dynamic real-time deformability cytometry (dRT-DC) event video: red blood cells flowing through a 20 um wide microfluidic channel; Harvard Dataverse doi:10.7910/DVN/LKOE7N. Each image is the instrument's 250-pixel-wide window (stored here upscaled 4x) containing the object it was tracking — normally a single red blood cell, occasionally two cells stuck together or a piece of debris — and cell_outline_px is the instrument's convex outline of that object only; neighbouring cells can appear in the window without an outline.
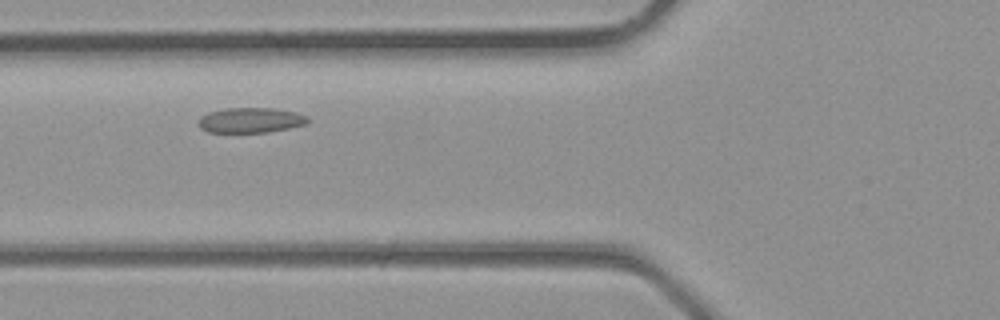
{"species": "common noctule bat (a hibernating species)", "species_latin": "Nyctalus noctula", "temperature_condition": "room temperature", "stored_images_in_passage": 5, "camera_frame_rate_fps": 3000, "um_per_image_px": 0.085, "animal": {"sex": "male", "body_mass_g": 23.1, "forearm_length_mm": 52.7}, "frame": {"image": 1, "passage_image": 5, "time_ms": 1.333, "image_size_px": [1000, 320], "cell_outline_px": [[308, 120], [304, 124], [288, 128], [268, 132], [208, 132], [200, 128], [200, 116], [208, 112], [224, 108], [272, 108], [296, 112], [308, 116]], "centroid_in_image_um": [21.29, 10.21], "position_along_channel_um": 104.5, "area_um2": 15.9}}